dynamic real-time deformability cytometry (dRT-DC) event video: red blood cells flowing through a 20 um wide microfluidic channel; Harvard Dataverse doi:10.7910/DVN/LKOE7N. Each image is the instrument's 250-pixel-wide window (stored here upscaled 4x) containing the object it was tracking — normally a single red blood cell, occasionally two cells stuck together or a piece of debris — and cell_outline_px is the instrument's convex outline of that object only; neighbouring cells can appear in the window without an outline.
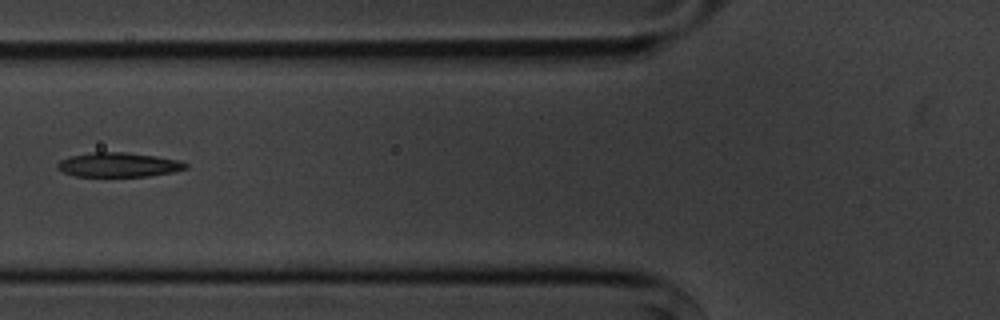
{"species": "common noctule bat (a hibernating species)", "species_latin": "Nyctalus noctula", "temperature_condition": "cold", "stored_images_in_passage": 3, "camera_frame_rate_fps": 3000, "um_per_image_px": 0.085, "animal": {"sex": "male", "body_mass_g": 20.1, "forearm_length_mm": 53.5}, "frame": {"image": 1, "passage_image": 3, "time_ms": 2.333, "image_size_px": [1000, 320], "cell_outline_px": [[188, 168], [172, 172], [148, 176], [76, 176], [64, 172], [56, 168], [56, 164], [60, 160], [68, 156], [92, 152], [128, 152], [156, 156], [180, 160], [188, 164]], "centroid_in_image_um": [10.07, 13.99], "position_along_channel_um": 115.7, "area_um2": 18.32}}